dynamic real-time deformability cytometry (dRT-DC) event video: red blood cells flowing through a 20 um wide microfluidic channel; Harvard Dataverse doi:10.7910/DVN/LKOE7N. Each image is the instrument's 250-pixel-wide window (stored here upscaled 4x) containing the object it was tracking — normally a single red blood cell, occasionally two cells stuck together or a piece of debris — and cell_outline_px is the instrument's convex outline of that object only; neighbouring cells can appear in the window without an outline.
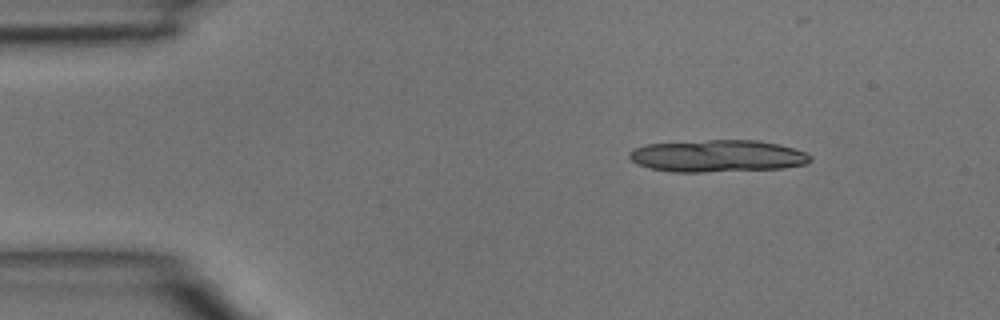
{"species": "common noctule bat (a hibernating species)", "species_latin": "Nyctalus noctula", "temperature_condition": "room temperature", "stored_images_in_passage": 4, "camera_frame_rate_fps": 3000, "um_per_image_px": 0.085, "animal": {"sex": "male", "body_mass_g": 15.6}, "frame": {"image": 1, "passage_image": 4, "time_ms": 1.0, "image_size_px": [1000, 320], "cell_outline_px": [[812, 160], [808, 164], [784, 168], [704, 172], [672, 172], [648, 168], [632, 160], [628, 156], [628, 152], [632, 148], [644, 144], [708, 140], [756, 140], [776, 144], [792, 148], [804, 152], [812, 156]], "centroid_in_image_um": [60.96, 13.26], "position_along_channel_um": 24.0, "area_um2": 33.99}}